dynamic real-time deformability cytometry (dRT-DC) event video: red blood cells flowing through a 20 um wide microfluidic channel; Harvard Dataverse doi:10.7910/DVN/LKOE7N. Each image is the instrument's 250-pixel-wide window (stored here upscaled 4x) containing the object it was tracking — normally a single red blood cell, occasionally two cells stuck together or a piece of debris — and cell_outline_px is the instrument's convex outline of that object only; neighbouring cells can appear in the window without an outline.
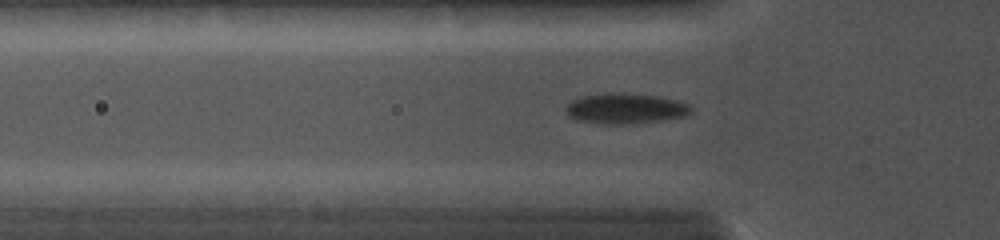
{"species": "common noctule bat (a hibernating species)", "species_latin": "Nyctalus noctula", "temperature_condition": "cold", "stored_images_in_passage": 37, "camera_frame_rate_fps": 5000, "um_per_image_px": 0.085, "animal": {"sex": "female", "body_mass_g": 19.0, "forearm_length_mm": 56.7}, "frame": {"image": 1, "passage_image": 33, "time_ms": 4.2, "image_size_px": [1000, 240], "cell_outline_px": [[692, 112], [684, 116], [660, 120], [624, 124], [604, 124], [576, 120], [568, 116], [564, 108], [572, 100], [580, 96], [604, 92], [616, 92], [656, 96], [676, 100], [692, 104]], "centroid_in_image_um": [53.12, 9.21], "position_along_channel_um": 72.7, "area_um2": 22.37}}
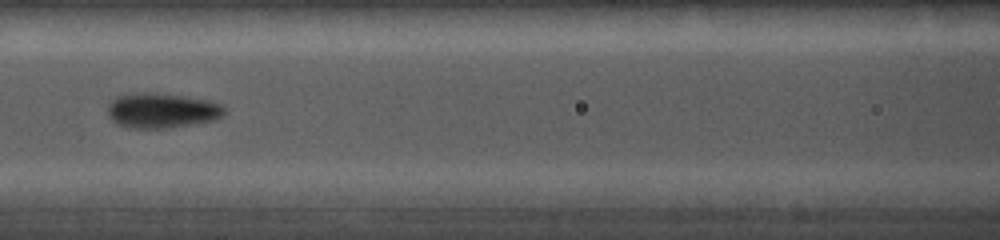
{"frame": {"image": 2, "passage_image": 37, "time_ms": 6.0, "image_size_px": [1000, 240], "cell_outline_px": [[228, 112], [216, 120], [164, 128], [128, 128], [112, 120], [108, 116], [108, 104], [116, 96], [132, 92], [156, 92], [212, 100], [224, 104]], "centroid_in_image_um": [13.8, 9.37], "position_along_channel_um": 152.8, "area_um2": 24.28}}